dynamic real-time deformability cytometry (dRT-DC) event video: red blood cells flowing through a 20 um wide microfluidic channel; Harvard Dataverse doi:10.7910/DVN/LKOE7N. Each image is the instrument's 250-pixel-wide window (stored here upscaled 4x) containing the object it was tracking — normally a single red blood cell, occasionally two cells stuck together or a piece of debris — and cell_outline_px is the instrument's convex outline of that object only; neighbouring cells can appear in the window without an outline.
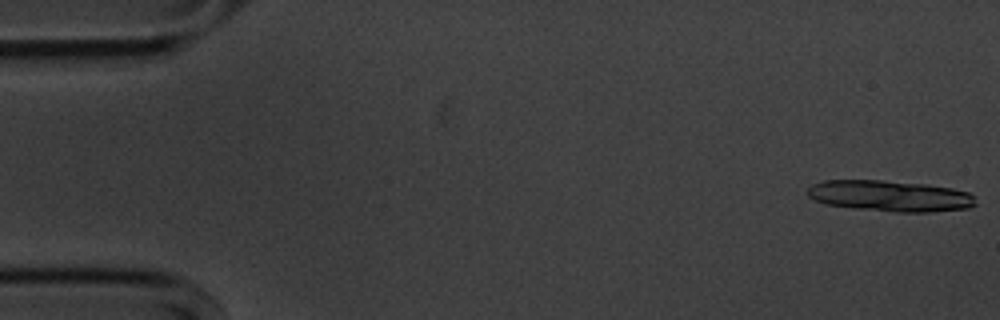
{"species": "common noctule bat (a hibernating species)", "species_latin": "Nyctalus noctula", "temperature_condition": "cold", "stored_images_in_passage": 13, "camera_frame_rate_fps": 3000, "um_per_image_px": 0.085, "animal": {"sex": "male", "body_mass_g": 20.1, "forearm_length_mm": 53.5}, "frame": {"image": 1, "passage_image": 1, "time_ms": 0.0, "image_size_px": [1000, 320], "cell_outline_px": [[976, 204], [968, 208], [932, 212], [896, 212], [856, 208], [828, 204], [816, 200], [808, 196], [808, 188], [812, 184], [824, 180], [880, 180], [924, 184], [952, 188], [968, 192], [976, 196]], "centroid_in_image_um": [75.69, 16.65], "position_along_channel_um": 9.3, "area_um2": 30.35}}